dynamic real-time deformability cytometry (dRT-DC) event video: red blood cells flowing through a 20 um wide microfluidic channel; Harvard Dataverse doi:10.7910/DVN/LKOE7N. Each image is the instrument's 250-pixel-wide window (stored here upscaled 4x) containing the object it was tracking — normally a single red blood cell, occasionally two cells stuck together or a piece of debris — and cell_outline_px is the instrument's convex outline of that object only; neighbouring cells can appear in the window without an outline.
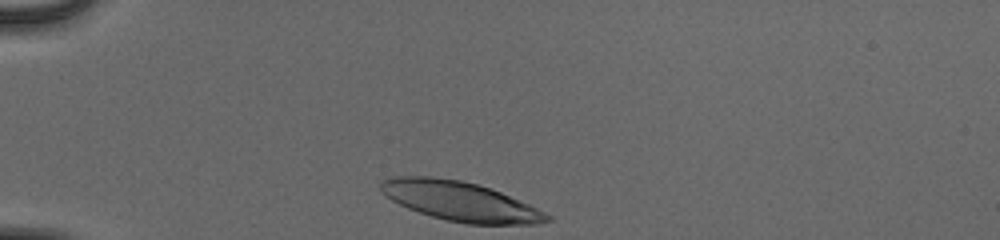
{"species": "human", "species_latin": "Homo sapiens", "temperature_condition": "cold", "stored_images_in_passage": 31, "camera_frame_rate_fps": 3000, "um_per_image_px": 0.085, "donor": {"sex": "male"}, "frame": {"image": 1, "passage_image": 1, "time_ms": 0.0, "image_size_px": [1000, 240], "cell_outline_px": [[552, 220], [540, 224], [468, 224], [448, 220], [432, 216], [408, 208], [392, 200], [380, 192], [380, 180], [396, 176], [432, 176], [460, 180], [492, 188], [528, 204], [552, 216]], "centroid_in_image_um": [39.11, 17.1], "position_along_channel_um": 45.9, "area_um2": 38.09}}
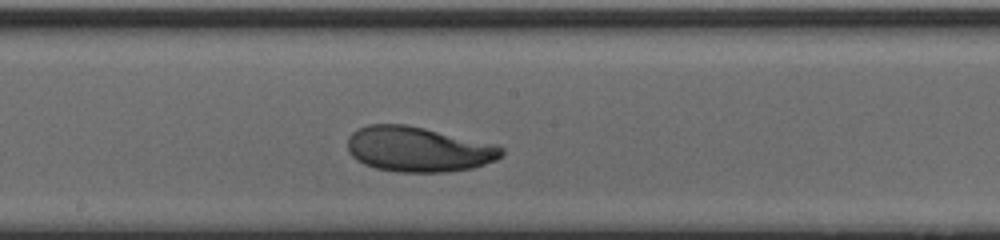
{"frame": {"image": 2, "passage_image": 17, "time_ms": 5.333, "image_size_px": [1000, 240], "cell_outline_px": [[504, 152], [496, 160], [472, 168], [444, 172], [400, 172], [376, 168], [364, 164], [356, 160], [348, 152], [348, 136], [356, 128], [368, 124], [404, 124], [424, 128], [500, 144], [504, 148]], "centroid_in_image_um": [35.57, 12.67], "position_along_channel_um": 212.6, "area_um2": 40.86}}
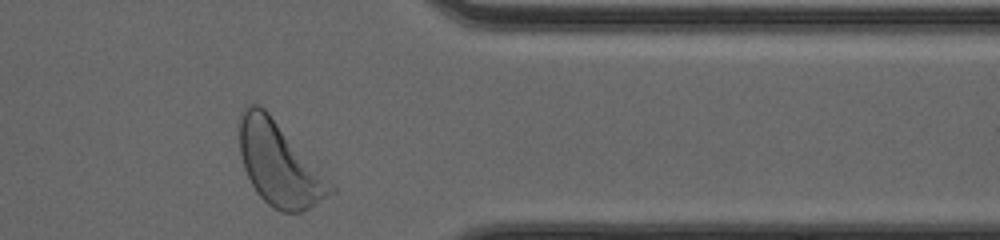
{"frame": {"image": 3, "passage_image": 31, "time_ms": 10.0, "image_size_px": [1000, 240], "cell_outline_px": [[336, 192], [308, 208], [300, 212], [280, 212], [272, 208], [256, 192], [244, 168], [240, 156], [240, 120], [244, 108], [248, 104], [256, 104], [264, 108], [268, 112], [336, 188]], "centroid_in_image_um": [23.72, 13.97], "position_along_channel_um": 387.7, "area_um2": 43.41}, "authors_computed_cell_mechanics": {"area_um2": 40.4022, "velocity_mm_per_s": 3.8998, "shape_relaxation_time_tau1_ms": 2.1929, "shape_relaxation_time_tau2_ms": 5.9195, "deformation_change_tau1": 0.1444, "deformation_change_tau2": 0.1161}}